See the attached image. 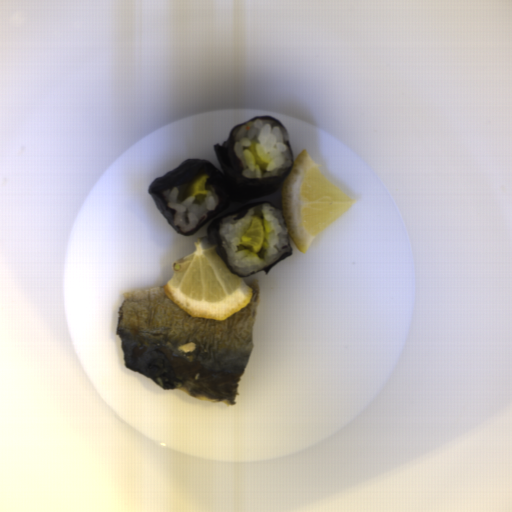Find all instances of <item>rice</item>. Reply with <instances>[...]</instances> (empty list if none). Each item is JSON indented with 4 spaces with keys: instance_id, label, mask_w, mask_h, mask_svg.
<instances>
[{
    "instance_id": "obj_1",
    "label": "rice",
    "mask_w": 512,
    "mask_h": 512,
    "mask_svg": "<svg viewBox=\"0 0 512 512\" xmlns=\"http://www.w3.org/2000/svg\"><path fill=\"white\" fill-rule=\"evenodd\" d=\"M234 215L221 219L217 234L226 252L230 268L241 276L259 271L283 257L290 251V234L283 212L268 204L250 208L240 220ZM254 215L261 218L265 244L259 253L242 247L240 238L249 228Z\"/></svg>"
},
{
    "instance_id": "obj_2",
    "label": "rice",
    "mask_w": 512,
    "mask_h": 512,
    "mask_svg": "<svg viewBox=\"0 0 512 512\" xmlns=\"http://www.w3.org/2000/svg\"><path fill=\"white\" fill-rule=\"evenodd\" d=\"M257 140L258 155L268 163L265 170L255 164L253 155L247 150L252 140ZM234 153L242 163L241 174L246 178L260 179L274 177L289 171L293 164L286 143L289 140L285 129L269 119L253 120L234 132Z\"/></svg>"
},
{
    "instance_id": "obj_3",
    "label": "rice",
    "mask_w": 512,
    "mask_h": 512,
    "mask_svg": "<svg viewBox=\"0 0 512 512\" xmlns=\"http://www.w3.org/2000/svg\"><path fill=\"white\" fill-rule=\"evenodd\" d=\"M190 184V183H189ZM189 184L176 185L161 191L165 204L175 212L173 224L181 232L188 233L203 223L209 212L219 203L215 187L205 183L206 194L186 195Z\"/></svg>"
}]
</instances>
